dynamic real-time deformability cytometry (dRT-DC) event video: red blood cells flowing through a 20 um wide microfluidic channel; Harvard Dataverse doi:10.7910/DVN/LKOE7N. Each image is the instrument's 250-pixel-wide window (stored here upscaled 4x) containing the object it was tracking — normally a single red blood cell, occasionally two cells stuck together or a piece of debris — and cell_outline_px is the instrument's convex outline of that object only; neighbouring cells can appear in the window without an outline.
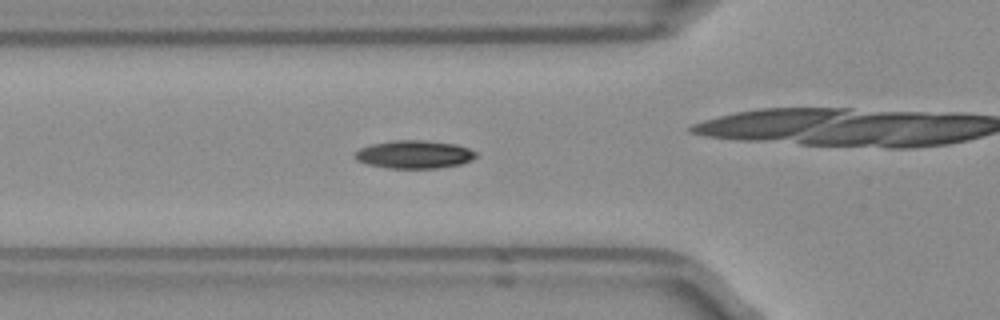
{"species": "Egyptian fruit bat (a non-hibernating species)", "species_latin": "Rousettus aegyptiacus", "temperature_condition": "room temperature", "stored_images_in_passage": 5, "camera_frame_rate_fps": 3000, "um_per_image_px": 0.085, "frame": {"image": 1, "passage_image": 2, "time_ms": 0.333, "image_size_px": [1000, 320], "cell_outline_px": [[476, 156], [460, 164], [436, 168], [388, 168], [368, 164], [356, 160], [356, 152], [360, 148], [372, 144], [392, 140], [424, 140], [456, 144], [468, 148], [476, 152]], "centroid_in_image_um": [35.2, 13.12], "position_along_channel_um": 90.6, "area_um2": 19.54}}